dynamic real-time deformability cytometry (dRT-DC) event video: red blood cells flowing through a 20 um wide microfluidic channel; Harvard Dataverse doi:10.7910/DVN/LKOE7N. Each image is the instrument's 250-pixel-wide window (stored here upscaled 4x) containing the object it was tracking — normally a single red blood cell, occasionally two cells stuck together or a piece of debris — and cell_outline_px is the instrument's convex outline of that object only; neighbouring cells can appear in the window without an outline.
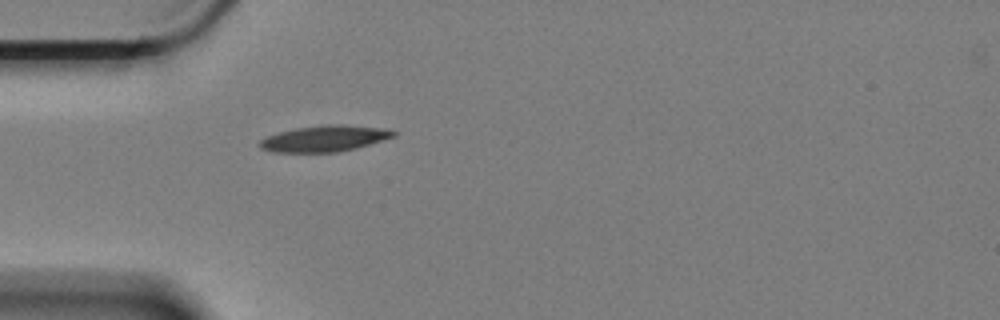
{"species": "Egyptian fruit bat (a non-hibernating species)", "species_latin": "Rousettus aegyptiacus", "temperature_condition": "cold", "stored_images_in_passage": 1, "camera_frame_rate_fps": 3000, "um_per_image_px": 0.085, "animal": {"sex": "female"}, "frame": {"image": 1, "passage_image": 1, "time_ms": 0.0, "image_size_px": [1000, 320], "cell_outline_px": [[396, 136], [356, 148], [336, 152], [272, 152], [260, 148], [256, 144], [260, 140], [268, 136], [280, 132], [296, 128], [324, 124], [344, 124], [388, 128], [396, 132]], "centroid_in_image_um": [27.6, 11.76], "position_along_channel_um": 57.4, "area_um2": 20.52}}